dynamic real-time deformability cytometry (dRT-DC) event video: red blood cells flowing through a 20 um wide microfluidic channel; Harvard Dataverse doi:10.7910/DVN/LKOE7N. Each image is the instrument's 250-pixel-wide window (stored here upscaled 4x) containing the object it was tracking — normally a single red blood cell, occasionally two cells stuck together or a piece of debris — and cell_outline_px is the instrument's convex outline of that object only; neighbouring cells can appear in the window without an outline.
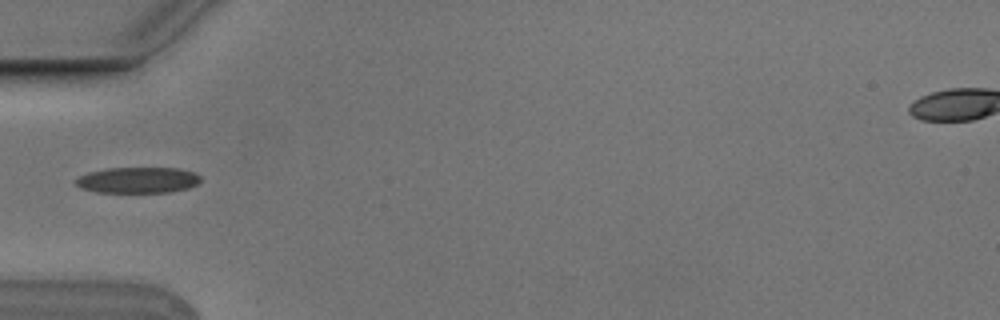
{"species": "Egyptian fruit bat (a non-hibernating species)", "species_latin": "Rousettus aegyptiacus", "temperature_condition": "cold", "stored_images_in_passage": 5, "camera_frame_rate_fps": 3000, "um_per_image_px": 0.085, "animal": {"sex": "male"}, "frame": {"image": 1, "passage_image": 4, "time_ms": 1.0, "image_size_px": [1000, 320], "cell_outline_px": [[200, 180], [196, 184], [188, 188], [168, 192], [96, 192], [80, 188], [76, 184], [76, 180], [80, 176], [88, 172], [108, 168], [180, 168], [196, 172], [200, 176]], "centroid_in_image_um": [11.73, 15.3], "position_along_channel_um": 73.3, "area_um2": 18.84}}